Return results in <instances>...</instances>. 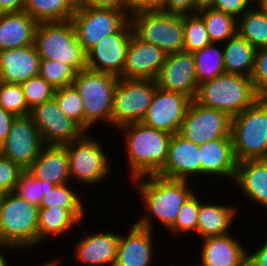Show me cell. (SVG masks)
Instances as JSON below:
<instances>
[{
  "instance_id": "cell-47",
  "label": "cell",
  "mask_w": 267,
  "mask_h": 266,
  "mask_svg": "<svg viewBox=\"0 0 267 266\" xmlns=\"http://www.w3.org/2000/svg\"><path fill=\"white\" fill-rule=\"evenodd\" d=\"M163 0H128V16L141 12L160 10Z\"/></svg>"
},
{
  "instance_id": "cell-52",
  "label": "cell",
  "mask_w": 267,
  "mask_h": 266,
  "mask_svg": "<svg viewBox=\"0 0 267 266\" xmlns=\"http://www.w3.org/2000/svg\"><path fill=\"white\" fill-rule=\"evenodd\" d=\"M8 250L9 251H16L15 249H13L12 247H9V246H5V245H0V266H9L8 265V261L6 260V255L4 253L3 250ZM4 253V254H3Z\"/></svg>"
},
{
  "instance_id": "cell-1",
  "label": "cell",
  "mask_w": 267,
  "mask_h": 266,
  "mask_svg": "<svg viewBox=\"0 0 267 266\" xmlns=\"http://www.w3.org/2000/svg\"><path fill=\"white\" fill-rule=\"evenodd\" d=\"M131 182L136 185V193H140L145 210L136 223L151 230L155 225L152 219L160 221V225L168 230L175 223L184 202L194 193L189 181L159 175L142 176Z\"/></svg>"
},
{
  "instance_id": "cell-11",
  "label": "cell",
  "mask_w": 267,
  "mask_h": 266,
  "mask_svg": "<svg viewBox=\"0 0 267 266\" xmlns=\"http://www.w3.org/2000/svg\"><path fill=\"white\" fill-rule=\"evenodd\" d=\"M128 20L129 16L123 11L91 6L75 8L70 19L86 53L103 37L116 33Z\"/></svg>"
},
{
  "instance_id": "cell-51",
  "label": "cell",
  "mask_w": 267,
  "mask_h": 266,
  "mask_svg": "<svg viewBox=\"0 0 267 266\" xmlns=\"http://www.w3.org/2000/svg\"><path fill=\"white\" fill-rule=\"evenodd\" d=\"M25 0H0V13L21 12Z\"/></svg>"
},
{
  "instance_id": "cell-30",
  "label": "cell",
  "mask_w": 267,
  "mask_h": 266,
  "mask_svg": "<svg viewBox=\"0 0 267 266\" xmlns=\"http://www.w3.org/2000/svg\"><path fill=\"white\" fill-rule=\"evenodd\" d=\"M75 225L80 229L83 224H80L68 211L59 206L39 208L38 246L51 237L66 235Z\"/></svg>"
},
{
  "instance_id": "cell-7",
  "label": "cell",
  "mask_w": 267,
  "mask_h": 266,
  "mask_svg": "<svg viewBox=\"0 0 267 266\" xmlns=\"http://www.w3.org/2000/svg\"><path fill=\"white\" fill-rule=\"evenodd\" d=\"M34 44L40 59L68 64L76 72L86 69L87 53L78 42L70 20L38 23Z\"/></svg>"
},
{
  "instance_id": "cell-4",
  "label": "cell",
  "mask_w": 267,
  "mask_h": 266,
  "mask_svg": "<svg viewBox=\"0 0 267 266\" xmlns=\"http://www.w3.org/2000/svg\"><path fill=\"white\" fill-rule=\"evenodd\" d=\"M258 99L251 77L230 73L199 84L194 98L199 104L223 111L231 118Z\"/></svg>"
},
{
  "instance_id": "cell-42",
  "label": "cell",
  "mask_w": 267,
  "mask_h": 266,
  "mask_svg": "<svg viewBox=\"0 0 267 266\" xmlns=\"http://www.w3.org/2000/svg\"><path fill=\"white\" fill-rule=\"evenodd\" d=\"M22 88L28 107L32 110L35 106L54 98L55 88H53L40 75L29 78L23 82Z\"/></svg>"
},
{
  "instance_id": "cell-59",
  "label": "cell",
  "mask_w": 267,
  "mask_h": 266,
  "mask_svg": "<svg viewBox=\"0 0 267 266\" xmlns=\"http://www.w3.org/2000/svg\"><path fill=\"white\" fill-rule=\"evenodd\" d=\"M191 266H200V265L196 263V264H194V265L192 264Z\"/></svg>"
},
{
  "instance_id": "cell-56",
  "label": "cell",
  "mask_w": 267,
  "mask_h": 266,
  "mask_svg": "<svg viewBox=\"0 0 267 266\" xmlns=\"http://www.w3.org/2000/svg\"><path fill=\"white\" fill-rule=\"evenodd\" d=\"M213 0H200L201 6L209 5Z\"/></svg>"
},
{
  "instance_id": "cell-22",
  "label": "cell",
  "mask_w": 267,
  "mask_h": 266,
  "mask_svg": "<svg viewBox=\"0 0 267 266\" xmlns=\"http://www.w3.org/2000/svg\"><path fill=\"white\" fill-rule=\"evenodd\" d=\"M230 233L202 239L200 266H247L248 250Z\"/></svg>"
},
{
  "instance_id": "cell-15",
  "label": "cell",
  "mask_w": 267,
  "mask_h": 266,
  "mask_svg": "<svg viewBox=\"0 0 267 266\" xmlns=\"http://www.w3.org/2000/svg\"><path fill=\"white\" fill-rule=\"evenodd\" d=\"M132 32V26L128 20L116 33L103 37L87 52L86 68L120 77L125 66Z\"/></svg>"
},
{
  "instance_id": "cell-16",
  "label": "cell",
  "mask_w": 267,
  "mask_h": 266,
  "mask_svg": "<svg viewBox=\"0 0 267 266\" xmlns=\"http://www.w3.org/2000/svg\"><path fill=\"white\" fill-rule=\"evenodd\" d=\"M192 99L157 87L142 123L170 134L179 133Z\"/></svg>"
},
{
  "instance_id": "cell-50",
  "label": "cell",
  "mask_w": 267,
  "mask_h": 266,
  "mask_svg": "<svg viewBox=\"0 0 267 266\" xmlns=\"http://www.w3.org/2000/svg\"><path fill=\"white\" fill-rule=\"evenodd\" d=\"M15 117V115L8 111H5L0 106V146L7 137V134L10 132L11 124Z\"/></svg>"
},
{
  "instance_id": "cell-55",
  "label": "cell",
  "mask_w": 267,
  "mask_h": 266,
  "mask_svg": "<svg viewBox=\"0 0 267 266\" xmlns=\"http://www.w3.org/2000/svg\"><path fill=\"white\" fill-rule=\"evenodd\" d=\"M55 260H50V261H46L45 263H41L39 264L38 266H51L55 261H56V258H54Z\"/></svg>"
},
{
  "instance_id": "cell-9",
  "label": "cell",
  "mask_w": 267,
  "mask_h": 266,
  "mask_svg": "<svg viewBox=\"0 0 267 266\" xmlns=\"http://www.w3.org/2000/svg\"><path fill=\"white\" fill-rule=\"evenodd\" d=\"M100 141L85 132L79 139L64 145L69 157L71 182L94 186L111 174V159Z\"/></svg>"
},
{
  "instance_id": "cell-8",
  "label": "cell",
  "mask_w": 267,
  "mask_h": 266,
  "mask_svg": "<svg viewBox=\"0 0 267 266\" xmlns=\"http://www.w3.org/2000/svg\"><path fill=\"white\" fill-rule=\"evenodd\" d=\"M133 33L167 55L183 51L184 15L160 10L141 11L129 16Z\"/></svg>"
},
{
  "instance_id": "cell-32",
  "label": "cell",
  "mask_w": 267,
  "mask_h": 266,
  "mask_svg": "<svg viewBox=\"0 0 267 266\" xmlns=\"http://www.w3.org/2000/svg\"><path fill=\"white\" fill-rule=\"evenodd\" d=\"M71 183L55 185L53 189H49L44 197L39 208H48L59 206L68 211L80 224L84 221V201L80 195L70 188Z\"/></svg>"
},
{
  "instance_id": "cell-12",
  "label": "cell",
  "mask_w": 267,
  "mask_h": 266,
  "mask_svg": "<svg viewBox=\"0 0 267 266\" xmlns=\"http://www.w3.org/2000/svg\"><path fill=\"white\" fill-rule=\"evenodd\" d=\"M231 119L223 111L206 107L192 100L179 134L197 145L218 138H232Z\"/></svg>"
},
{
  "instance_id": "cell-5",
  "label": "cell",
  "mask_w": 267,
  "mask_h": 266,
  "mask_svg": "<svg viewBox=\"0 0 267 266\" xmlns=\"http://www.w3.org/2000/svg\"><path fill=\"white\" fill-rule=\"evenodd\" d=\"M118 81L119 77L110 73L87 68L76 73L72 85L83 99L85 132L89 133L95 124H99L97 122L111 126L113 95Z\"/></svg>"
},
{
  "instance_id": "cell-10",
  "label": "cell",
  "mask_w": 267,
  "mask_h": 266,
  "mask_svg": "<svg viewBox=\"0 0 267 266\" xmlns=\"http://www.w3.org/2000/svg\"><path fill=\"white\" fill-rule=\"evenodd\" d=\"M157 87L156 80L119 78L113 95L111 128L141 122Z\"/></svg>"
},
{
  "instance_id": "cell-58",
  "label": "cell",
  "mask_w": 267,
  "mask_h": 266,
  "mask_svg": "<svg viewBox=\"0 0 267 266\" xmlns=\"http://www.w3.org/2000/svg\"><path fill=\"white\" fill-rule=\"evenodd\" d=\"M4 194L5 193H3L2 191H0V203H1L2 199H3Z\"/></svg>"
},
{
  "instance_id": "cell-36",
  "label": "cell",
  "mask_w": 267,
  "mask_h": 266,
  "mask_svg": "<svg viewBox=\"0 0 267 266\" xmlns=\"http://www.w3.org/2000/svg\"><path fill=\"white\" fill-rule=\"evenodd\" d=\"M211 43L202 17L198 13L184 14L183 51L194 53Z\"/></svg>"
},
{
  "instance_id": "cell-26",
  "label": "cell",
  "mask_w": 267,
  "mask_h": 266,
  "mask_svg": "<svg viewBox=\"0 0 267 266\" xmlns=\"http://www.w3.org/2000/svg\"><path fill=\"white\" fill-rule=\"evenodd\" d=\"M27 170L36 179L54 185L71 182L69 157L65 146L44 145L38 158Z\"/></svg>"
},
{
  "instance_id": "cell-19",
  "label": "cell",
  "mask_w": 267,
  "mask_h": 266,
  "mask_svg": "<svg viewBox=\"0 0 267 266\" xmlns=\"http://www.w3.org/2000/svg\"><path fill=\"white\" fill-rule=\"evenodd\" d=\"M199 145L179 133L172 135L164 168L157 174L161 177L186 180L201 175ZM195 175V176H194Z\"/></svg>"
},
{
  "instance_id": "cell-13",
  "label": "cell",
  "mask_w": 267,
  "mask_h": 266,
  "mask_svg": "<svg viewBox=\"0 0 267 266\" xmlns=\"http://www.w3.org/2000/svg\"><path fill=\"white\" fill-rule=\"evenodd\" d=\"M43 146L39 129L32 117L17 116L0 146V154L27 170L38 158Z\"/></svg>"
},
{
  "instance_id": "cell-6",
  "label": "cell",
  "mask_w": 267,
  "mask_h": 266,
  "mask_svg": "<svg viewBox=\"0 0 267 266\" xmlns=\"http://www.w3.org/2000/svg\"><path fill=\"white\" fill-rule=\"evenodd\" d=\"M231 137L237 162L267 159V98L232 117Z\"/></svg>"
},
{
  "instance_id": "cell-41",
  "label": "cell",
  "mask_w": 267,
  "mask_h": 266,
  "mask_svg": "<svg viewBox=\"0 0 267 266\" xmlns=\"http://www.w3.org/2000/svg\"><path fill=\"white\" fill-rule=\"evenodd\" d=\"M54 186L52 183L36 179L28 170H25L13 192L29 203L40 207L46 192Z\"/></svg>"
},
{
  "instance_id": "cell-17",
  "label": "cell",
  "mask_w": 267,
  "mask_h": 266,
  "mask_svg": "<svg viewBox=\"0 0 267 266\" xmlns=\"http://www.w3.org/2000/svg\"><path fill=\"white\" fill-rule=\"evenodd\" d=\"M156 82L163 90L179 92L194 100L199 84L193 53L168 54Z\"/></svg>"
},
{
  "instance_id": "cell-49",
  "label": "cell",
  "mask_w": 267,
  "mask_h": 266,
  "mask_svg": "<svg viewBox=\"0 0 267 266\" xmlns=\"http://www.w3.org/2000/svg\"><path fill=\"white\" fill-rule=\"evenodd\" d=\"M87 6L95 8H114L128 15V0H88Z\"/></svg>"
},
{
  "instance_id": "cell-2",
  "label": "cell",
  "mask_w": 267,
  "mask_h": 266,
  "mask_svg": "<svg viewBox=\"0 0 267 266\" xmlns=\"http://www.w3.org/2000/svg\"><path fill=\"white\" fill-rule=\"evenodd\" d=\"M117 129L124 134L129 180L157 175L164 168L172 134L142 122L125 124Z\"/></svg>"
},
{
  "instance_id": "cell-38",
  "label": "cell",
  "mask_w": 267,
  "mask_h": 266,
  "mask_svg": "<svg viewBox=\"0 0 267 266\" xmlns=\"http://www.w3.org/2000/svg\"><path fill=\"white\" fill-rule=\"evenodd\" d=\"M200 199L198 193L194 192L182 205L178 212L175 223L167 230L170 234L179 236L197 232V221L200 210Z\"/></svg>"
},
{
  "instance_id": "cell-24",
  "label": "cell",
  "mask_w": 267,
  "mask_h": 266,
  "mask_svg": "<svg viewBox=\"0 0 267 266\" xmlns=\"http://www.w3.org/2000/svg\"><path fill=\"white\" fill-rule=\"evenodd\" d=\"M201 176L234 180L237 160L232 138H218L199 145Z\"/></svg>"
},
{
  "instance_id": "cell-48",
  "label": "cell",
  "mask_w": 267,
  "mask_h": 266,
  "mask_svg": "<svg viewBox=\"0 0 267 266\" xmlns=\"http://www.w3.org/2000/svg\"><path fill=\"white\" fill-rule=\"evenodd\" d=\"M255 252H247V266H267V240Z\"/></svg>"
},
{
  "instance_id": "cell-35",
  "label": "cell",
  "mask_w": 267,
  "mask_h": 266,
  "mask_svg": "<svg viewBox=\"0 0 267 266\" xmlns=\"http://www.w3.org/2000/svg\"><path fill=\"white\" fill-rule=\"evenodd\" d=\"M219 43H211L193 53L198 84L212 80L225 73L223 47Z\"/></svg>"
},
{
  "instance_id": "cell-54",
  "label": "cell",
  "mask_w": 267,
  "mask_h": 266,
  "mask_svg": "<svg viewBox=\"0 0 267 266\" xmlns=\"http://www.w3.org/2000/svg\"><path fill=\"white\" fill-rule=\"evenodd\" d=\"M255 3L267 13V0H255Z\"/></svg>"
},
{
  "instance_id": "cell-3",
  "label": "cell",
  "mask_w": 267,
  "mask_h": 266,
  "mask_svg": "<svg viewBox=\"0 0 267 266\" xmlns=\"http://www.w3.org/2000/svg\"><path fill=\"white\" fill-rule=\"evenodd\" d=\"M38 215V206L13 191L5 193L0 203V245L33 250L38 246Z\"/></svg>"
},
{
  "instance_id": "cell-20",
  "label": "cell",
  "mask_w": 267,
  "mask_h": 266,
  "mask_svg": "<svg viewBox=\"0 0 267 266\" xmlns=\"http://www.w3.org/2000/svg\"><path fill=\"white\" fill-rule=\"evenodd\" d=\"M84 237L75 242L73 256L86 266H114L117 257L119 233L110 231L83 232Z\"/></svg>"
},
{
  "instance_id": "cell-31",
  "label": "cell",
  "mask_w": 267,
  "mask_h": 266,
  "mask_svg": "<svg viewBox=\"0 0 267 266\" xmlns=\"http://www.w3.org/2000/svg\"><path fill=\"white\" fill-rule=\"evenodd\" d=\"M197 13L202 17L212 43H225L237 34L238 20L229 14L208 5L201 6Z\"/></svg>"
},
{
  "instance_id": "cell-14",
  "label": "cell",
  "mask_w": 267,
  "mask_h": 266,
  "mask_svg": "<svg viewBox=\"0 0 267 266\" xmlns=\"http://www.w3.org/2000/svg\"><path fill=\"white\" fill-rule=\"evenodd\" d=\"M30 116L44 145L64 146L85 133L74 120L65 116L54 98L35 106Z\"/></svg>"
},
{
  "instance_id": "cell-57",
  "label": "cell",
  "mask_w": 267,
  "mask_h": 266,
  "mask_svg": "<svg viewBox=\"0 0 267 266\" xmlns=\"http://www.w3.org/2000/svg\"><path fill=\"white\" fill-rule=\"evenodd\" d=\"M61 262V260L59 259H56V261L51 265V266H58V264Z\"/></svg>"
},
{
  "instance_id": "cell-53",
  "label": "cell",
  "mask_w": 267,
  "mask_h": 266,
  "mask_svg": "<svg viewBox=\"0 0 267 266\" xmlns=\"http://www.w3.org/2000/svg\"><path fill=\"white\" fill-rule=\"evenodd\" d=\"M71 6L75 9L82 6H87L88 0H67Z\"/></svg>"
},
{
  "instance_id": "cell-29",
  "label": "cell",
  "mask_w": 267,
  "mask_h": 266,
  "mask_svg": "<svg viewBox=\"0 0 267 266\" xmlns=\"http://www.w3.org/2000/svg\"><path fill=\"white\" fill-rule=\"evenodd\" d=\"M223 45L225 73L251 77L255 66L257 49L238 33Z\"/></svg>"
},
{
  "instance_id": "cell-18",
  "label": "cell",
  "mask_w": 267,
  "mask_h": 266,
  "mask_svg": "<svg viewBox=\"0 0 267 266\" xmlns=\"http://www.w3.org/2000/svg\"><path fill=\"white\" fill-rule=\"evenodd\" d=\"M167 54L157 46L139 39L132 32L123 73L119 78L156 80Z\"/></svg>"
},
{
  "instance_id": "cell-27",
  "label": "cell",
  "mask_w": 267,
  "mask_h": 266,
  "mask_svg": "<svg viewBox=\"0 0 267 266\" xmlns=\"http://www.w3.org/2000/svg\"><path fill=\"white\" fill-rule=\"evenodd\" d=\"M37 25L25 11L0 13V51L34 44Z\"/></svg>"
},
{
  "instance_id": "cell-39",
  "label": "cell",
  "mask_w": 267,
  "mask_h": 266,
  "mask_svg": "<svg viewBox=\"0 0 267 266\" xmlns=\"http://www.w3.org/2000/svg\"><path fill=\"white\" fill-rule=\"evenodd\" d=\"M54 99L65 116L74 120L84 130L83 99L76 88L71 85L56 89Z\"/></svg>"
},
{
  "instance_id": "cell-43",
  "label": "cell",
  "mask_w": 267,
  "mask_h": 266,
  "mask_svg": "<svg viewBox=\"0 0 267 266\" xmlns=\"http://www.w3.org/2000/svg\"><path fill=\"white\" fill-rule=\"evenodd\" d=\"M251 80L258 97L267 98V47L256 50Z\"/></svg>"
},
{
  "instance_id": "cell-46",
  "label": "cell",
  "mask_w": 267,
  "mask_h": 266,
  "mask_svg": "<svg viewBox=\"0 0 267 266\" xmlns=\"http://www.w3.org/2000/svg\"><path fill=\"white\" fill-rule=\"evenodd\" d=\"M200 8V0H163L160 11L184 15L197 13Z\"/></svg>"
},
{
  "instance_id": "cell-34",
  "label": "cell",
  "mask_w": 267,
  "mask_h": 266,
  "mask_svg": "<svg viewBox=\"0 0 267 266\" xmlns=\"http://www.w3.org/2000/svg\"><path fill=\"white\" fill-rule=\"evenodd\" d=\"M254 5L238 19L237 33L258 49L267 47V13Z\"/></svg>"
},
{
  "instance_id": "cell-25",
  "label": "cell",
  "mask_w": 267,
  "mask_h": 266,
  "mask_svg": "<svg viewBox=\"0 0 267 266\" xmlns=\"http://www.w3.org/2000/svg\"><path fill=\"white\" fill-rule=\"evenodd\" d=\"M233 183L246 199L267 209V159L238 162Z\"/></svg>"
},
{
  "instance_id": "cell-40",
  "label": "cell",
  "mask_w": 267,
  "mask_h": 266,
  "mask_svg": "<svg viewBox=\"0 0 267 266\" xmlns=\"http://www.w3.org/2000/svg\"><path fill=\"white\" fill-rule=\"evenodd\" d=\"M0 106L16 117L28 116L31 113L21 84L0 81Z\"/></svg>"
},
{
  "instance_id": "cell-21",
  "label": "cell",
  "mask_w": 267,
  "mask_h": 266,
  "mask_svg": "<svg viewBox=\"0 0 267 266\" xmlns=\"http://www.w3.org/2000/svg\"><path fill=\"white\" fill-rule=\"evenodd\" d=\"M126 236L120 234L114 266H151L154 261V230L136 222ZM154 245V246H153Z\"/></svg>"
},
{
  "instance_id": "cell-33",
  "label": "cell",
  "mask_w": 267,
  "mask_h": 266,
  "mask_svg": "<svg viewBox=\"0 0 267 266\" xmlns=\"http://www.w3.org/2000/svg\"><path fill=\"white\" fill-rule=\"evenodd\" d=\"M37 23L69 21L74 8L67 0H25L24 9Z\"/></svg>"
},
{
  "instance_id": "cell-37",
  "label": "cell",
  "mask_w": 267,
  "mask_h": 266,
  "mask_svg": "<svg viewBox=\"0 0 267 266\" xmlns=\"http://www.w3.org/2000/svg\"><path fill=\"white\" fill-rule=\"evenodd\" d=\"M76 73L68 64L49 59H40L39 75L55 89L71 86Z\"/></svg>"
},
{
  "instance_id": "cell-23",
  "label": "cell",
  "mask_w": 267,
  "mask_h": 266,
  "mask_svg": "<svg viewBox=\"0 0 267 266\" xmlns=\"http://www.w3.org/2000/svg\"><path fill=\"white\" fill-rule=\"evenodd\" d=\"M40 56L35 44L0 51V81L22 84L39 75Z\"/></svg>"
},
{
  "instance_id": "cell-45",
  "label": "cell",
  "mask_w": 267,
  "mask_h": 266,
  "mask_svg": "<svg viewBox=\"0 0 267 266\" xmlns=\"http://www.w3.org/2000/svg\"><path fill=\"white\" fill-rule=\"evenodd\" d=\"M252 3V4H251ZM255 3V0H213L208 6L234 16L237 20L242 17Z\"/></svg>"
},
{
  "instance_id": "cell-44",
  "label": "cell",
  "mask_w": 267,
  "mask_h": 266,
  "mask_svg": "<svg viewBox=\"0 0 267 266\" xmlns=\"http://www.w3.org/2000/svg\"><path fill=\"white\" fill-rule=\"evenodd\" d=\"M24 171L20 165L0 154V191L3 193L14 191Z\"/></svg>"
},
{
  "instance_id": "cell-28",
  "label": "cell",
  "mask_w": 267,
  "mask_h": 266,
  "mask_svg": "<svg viewBox=\"0 0 267 266\" xmlns=\"http://www.w3.org/2000/svg\"><path fill=\"white\" fill-rule=\"evenodd\" d=\"M238 212L233 204H211L200 200L196 234L204 239L229 233Z\"/></svg>"
}]
</instances>
